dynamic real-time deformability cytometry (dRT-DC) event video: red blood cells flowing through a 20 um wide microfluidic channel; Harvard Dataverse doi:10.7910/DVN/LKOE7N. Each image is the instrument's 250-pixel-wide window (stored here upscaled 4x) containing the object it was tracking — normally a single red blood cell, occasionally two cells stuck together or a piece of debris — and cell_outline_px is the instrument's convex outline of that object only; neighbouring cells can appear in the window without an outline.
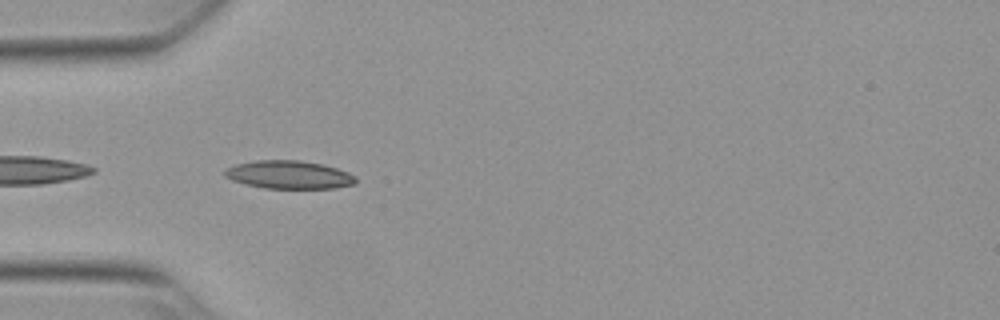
{"species": "Egyptian fruit bat (a non-hibernating species)", "species_latin": "Rousettus aegyptiacus", "temperature_condition": "warm", "stored_images_in_passage": 8, "camera_frame_rate_fps": 3000, "um_per_image_px": 0.085, "animal": {"sex": "female"}, "frame": {"image": 1, "passage_image": 2, "time_ms": 0.333, "image_size_px": [1000, 320], "cell_outline_px": [[356, 184], [336, 188], [264, 188], [232, 180], [224, 176], [224, 172], [228, 168], [236, 164], [256, 160], [300, 160], [324, 164], [348, 172], [356, 176]], "centroid_in_image_um": [24.61, 14.85], "position_along_channel_um": 60.4, "area_um2": 21.44}}
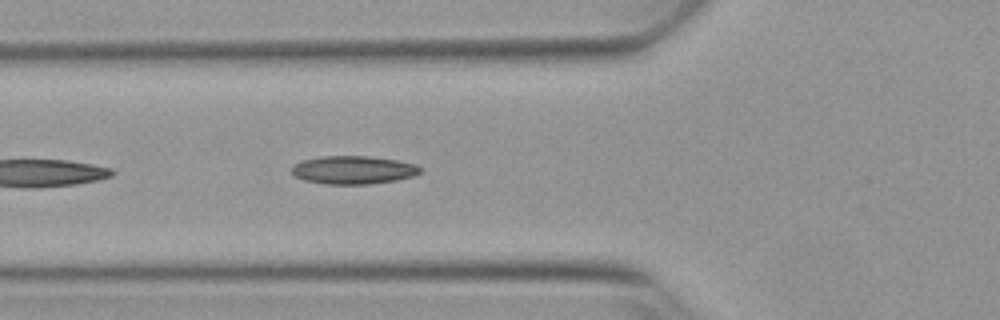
{"frame": {"image": 2, "passage_image": 5, "time_ms": 1.333, "image_size_px": [1000, 320], "cell_outline_px": [[420, 172], [416, 176], [396, 180], [368, 184], [324, 184], [304, 180], [296, 176], [292, 172], [292, 168], [296, 164], [304, 160], [320, 156], [368, 156], [396, 160], [416, 164], [420, 168]], "centroid_in_image_um": [30.06, 14.45], "position_along_channel_um": 95.7, "area_um2": 20.98}}